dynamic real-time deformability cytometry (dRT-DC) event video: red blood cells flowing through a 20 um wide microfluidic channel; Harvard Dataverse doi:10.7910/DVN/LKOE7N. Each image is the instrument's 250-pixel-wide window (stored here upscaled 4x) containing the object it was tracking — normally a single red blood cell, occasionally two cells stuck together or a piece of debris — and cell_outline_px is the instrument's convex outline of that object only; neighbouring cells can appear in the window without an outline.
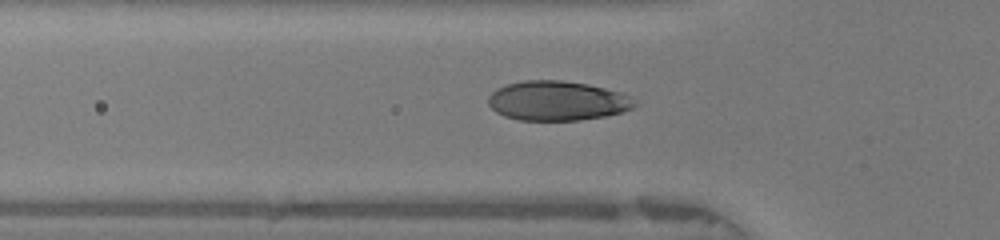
{"species": "human", "species_latin": "Homo sapiens", "temperature_condition": "warm", "stored_images_in_passage": 47, "camera_frame_rate_fps": 3000, "um_per_image_px": 0.085, "donor": {"sex": "female"}, "frame": {"image": 1, "passage_image": 14, "time_ms": 4.333, "image_size_px": [1000, 240], "cell_outline_px": [[640, 104], [632, 108], [620, 112], [604, 116], [580, 120], [520, 120], [504, 116], [496, 112], [488, 104], [488, 96], [496, 88], [508, 84], [524, 80], [560, 80], [588, 84], [620, 92], [628, 96]], "centroid_in_image_um": [47.35, 8.56], "position_along_channel_um": 78.4, "area_um2": 33.7}}
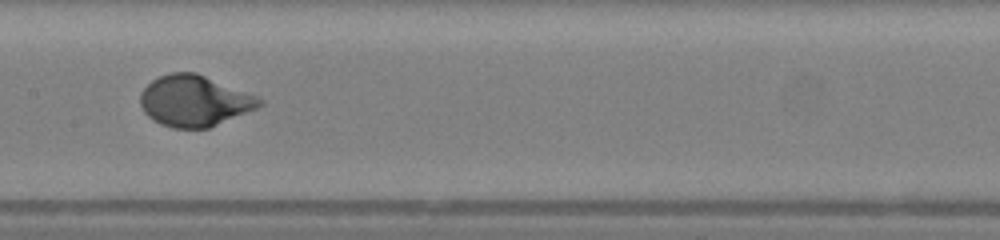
{"frame": {"image": 2, "passage_image": 22, "time_ms": 7.0, "image_size_px": [1000, 240], "cell_outline_px": [[264, 104], [256, 108], [208, 128], [172, 128], [160, 124], [152, 120], [144, 112], [140, 104], [140, 92], [152, 80], [168, 72], [196, 72], [256, 96], [264, 100]], "centroid_in_image_um": [16.48, 8.57], "position_along_channel_um": 190.9, "area_um2": 35.26}}
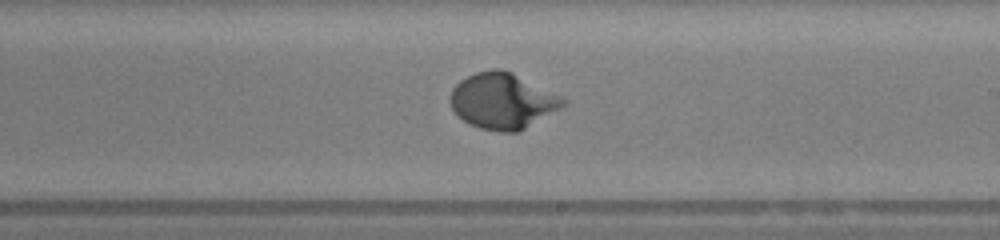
{"frame": {"image": 3, "passage_image": 26, "time_ms": 8.333, "image_size_px": [1000, 240], "cell_outline_px": [[568, 104], [524, 128], [516, 132], [500, 132], [480, 128], [464, 120], [452, 108], [448, 100], [448, 96], [452, 88], [460, 80], [476, 72], [492, 68], [500, 68], [512, 72], [568, 100]], "centroid_in_image_um": [42.69, 8.56], "position_along_channel_um": 246.3, "area_um2": 36.47}, "authors_computed_cell_mechanics": {"area_um2": 35.0846, "velocity_mm_per_s": 4.1787, "shape_relaxation_time_tau1_ms": 3.223, "shape_relaxation_time_tau2_ms": null, "deformation_change_tau1": 0.2096, "deformation_change_tau2": null}}